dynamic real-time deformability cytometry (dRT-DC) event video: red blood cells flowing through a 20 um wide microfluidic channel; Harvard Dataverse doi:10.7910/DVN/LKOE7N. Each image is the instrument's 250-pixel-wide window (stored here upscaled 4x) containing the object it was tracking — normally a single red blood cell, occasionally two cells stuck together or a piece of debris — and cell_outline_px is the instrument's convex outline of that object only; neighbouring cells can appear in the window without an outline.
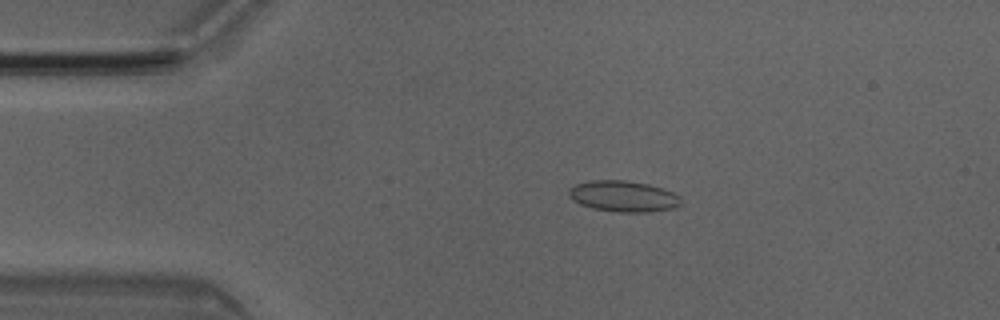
{"species": "Egyptian fruit bat (a non-hibernating species)", "species_latin": "Rousettus aegyptiacus", "temperature_condition": "room temperature", "stored_images_in_passage": 4, "camera_frame_rate_fps": 3000, "um_per_image_px": 0.085, "animal": {"sex": "male"}, "frame": {"image": 1, "passage_image": 3, "time_ms": 0.667, "image_size_px": [1000, 320], "cell_outline_px": [[680, 204], [672, 208], [648, 212], [620, 212], [592, 208], [580, 204], [572, 200], [568, 196], [568, 188], [576, 184], [592, 180], [624, 180], [648, 184], [672, 192], [680, 196]], "centroid_in_image_um": [52.93, 16.68], "position_along_channel_um": 32.1, "area_um2": 20.17}}